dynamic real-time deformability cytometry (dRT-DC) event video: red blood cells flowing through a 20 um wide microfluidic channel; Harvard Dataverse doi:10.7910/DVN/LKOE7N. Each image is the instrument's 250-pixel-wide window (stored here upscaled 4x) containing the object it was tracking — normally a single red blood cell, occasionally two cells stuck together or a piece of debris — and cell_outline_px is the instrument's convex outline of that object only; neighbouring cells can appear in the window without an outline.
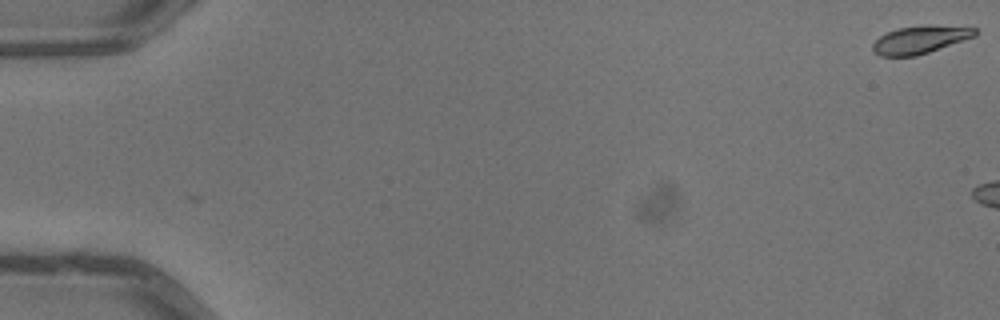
{"species": "common noctule bat (a hibernating species)", "species_latin": "Nyctalus noctula", "temperature_condition": "warm", "stored_images_in_passage": 8, "camera_frame_rate_fps": 3000, "um_per_image_px": 0.085, "animal": {"sex": "male", "body_mass_g": 13.3}, "frame": {"image": 1, "passage_image": 1, "time_ms": 0.0, "image_size_px": [1000, 320], "cell_outline_px": [[976, 36], [916, 56], [880, 56], [872, 48], [872, 44], [880, 36], [896, 28], [924, 24], [928, 24], [976, 28]], "centroid_in_image_um": [78.2, 3.35], "position_along_channel_um": 6.8, "area_um2": 16.53}}
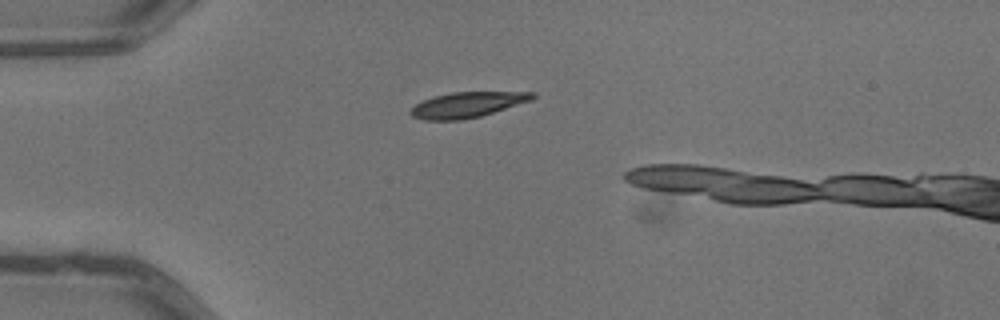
{"frame": {"image": 2, "passage_image": 5, "time_ms": 1.333, "image_size_px": [1000, 320], "cell_outline_px": [[536, 96], [532, 100], [480, 116], [460, 120], [424, 120], [412, 116], [408, 112], [416, 104], [424, 100], [436, 96], [452, 92], [536, 92]], "centroid_in_image_um": [39.72, 8.9], "position_along_channel_um": 45.3, "area_um2": 17.86}}